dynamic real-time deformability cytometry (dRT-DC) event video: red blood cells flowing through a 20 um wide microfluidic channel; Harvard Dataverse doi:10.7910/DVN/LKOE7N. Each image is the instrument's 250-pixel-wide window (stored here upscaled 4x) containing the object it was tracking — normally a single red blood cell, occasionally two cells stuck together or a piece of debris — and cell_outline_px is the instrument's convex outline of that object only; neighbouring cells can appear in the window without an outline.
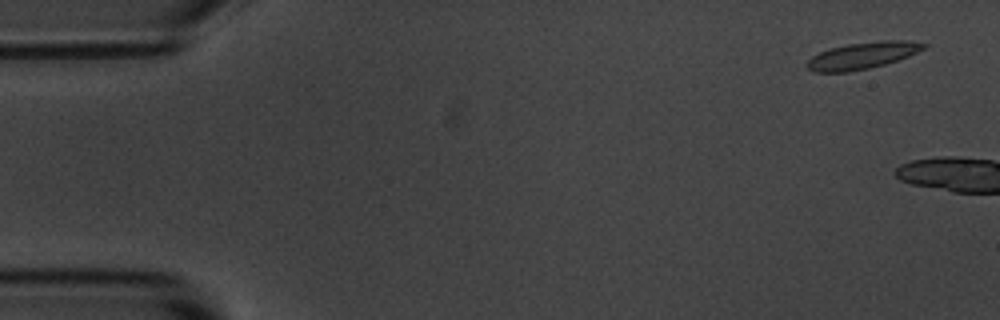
{"species": "common noctule bat (a hibernating species)", "species_latin": "Nyctalus noctula", "temperature_condition": "room temperature", "stored_images_in_passage": 9, "camera_frame_rate_fps": 3000, "um_per_image_px": 0.085, "animal": {"sex": "male", "body_mass_g": 20.1, "forearm_length_mm": 53.5}, "frame": {"image": 1, "passage_image": 3, "time_ms": 0.667, "image_size_px": [1000, 320], "cell_outline_px": [[928, 44], [924, 48], [908, 56], [884, 64], [868, 68], [848, 72], [816, 72], [808, 68], [804, 64], [812, 56], [828, 48], [848, 44], [880, 40], [908, 40]], "centroid_in_image_um": [73.27, 4.71], "position_along_channel_um": 11.7, "area_um2": 18.09}}